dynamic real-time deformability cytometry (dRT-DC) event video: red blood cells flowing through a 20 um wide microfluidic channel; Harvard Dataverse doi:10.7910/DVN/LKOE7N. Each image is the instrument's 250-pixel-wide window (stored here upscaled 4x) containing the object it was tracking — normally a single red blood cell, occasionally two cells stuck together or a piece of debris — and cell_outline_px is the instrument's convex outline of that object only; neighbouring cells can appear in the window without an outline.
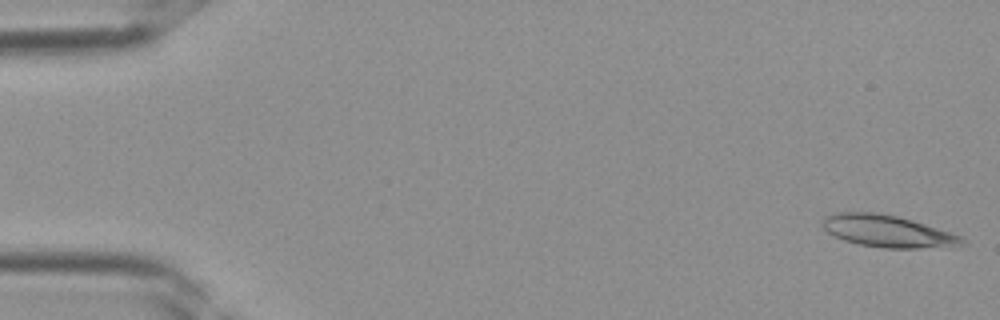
{"species": "Egyptian fruit bat (a non-hibernating species)", "species_latin": "Rousettus aegyptiacus", "temperature_condition": "room temperature", "stored_images_in_passage": 37, "camera_frame_rate_fps": 3000, "um_per_image_px": 0.085, "frame": {"image": 1, "passage_image": 1, "time_ms": 0.0, "image_size_px": [1000, 320], "cell_outline_px": [[968, 244], [920, 248], [884, 248], [860, 244], [844, 240], [828, 232], [820, 224], [820, 220], [824, 216], [840, 212], [876, 212], [896, 216], [912, 220], [964, 236]], "centroid_in_image_um": [75.45, 19.64], "position_along_channel_um": 9.6, "area_um2": 26.01}}
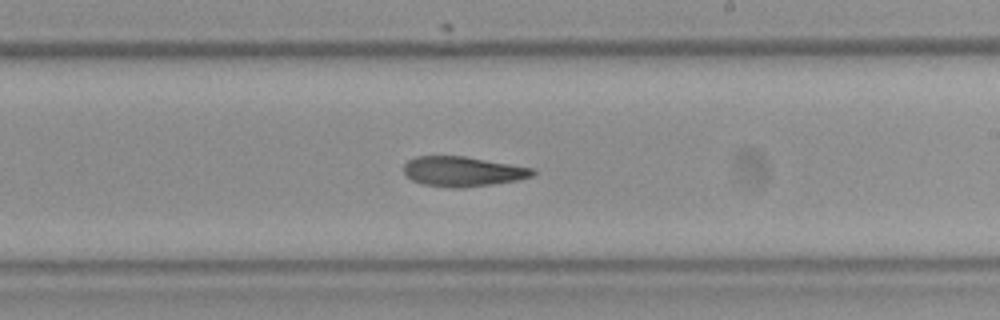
{"frame": {"image": 2, "passage_image": 22, "time_ms": 7.0, "image_size_px": [1000, 320], "cell_outline_px": [[536, 172], [532, 176], [516, 180], [492, 184], [460, 188], [452, 188], [424, 184], [412, 180], [404, 176], [404, 164], [408, 160], [416, 156], [464, 156], [536, 168]], "centroid_in_image_um": [39.32, 14.57], "position_along_channel_um": 249.7, "area_um2": 22.54}}
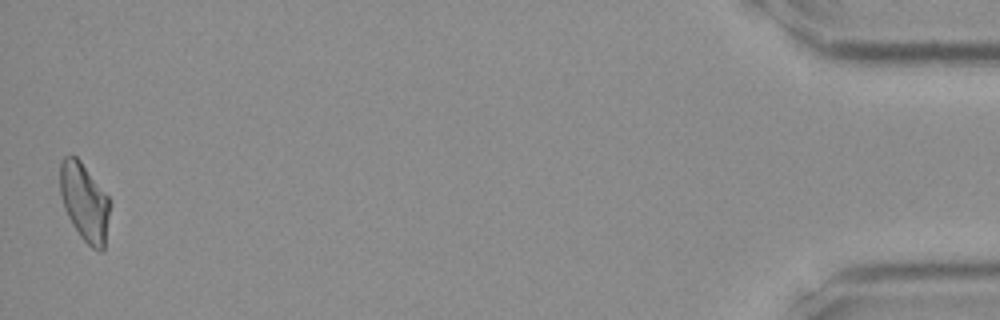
{"frame": {"image": 3, "passage_image": 37, "time_ms": 12.0, "image_size_px": [1000, 320], "cell_outline_px": [[112, 204], [104, 248], [100, 252], [92, 248], [80, 236], [72, 224], [64, 208], [60, 192], [60, 160], [64, 156], [76, 156], [80, 160], [108, 196]], "centroid_in_image_um": [7.2, 17.18], "position_along_channel_um": 428.0, "area_um2": 22.83}}